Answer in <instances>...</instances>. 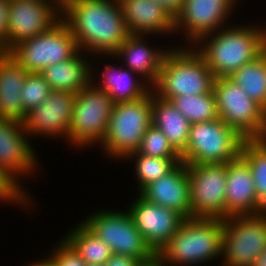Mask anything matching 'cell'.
<instances>
[{
  "mask_svg": "<svg viewBox=\"0 0 266 266\" xmlns=\"http://www.w3.org/2000/svg\"><path fill=\"white\" fill-rule=\"evenodd\" d=\"M61 18L89 56L113 55L130 35L119 0H63Z\"/></svg>",
  "mask_w": 266,
  "mask_h": 266,
  "instance_id": "cell-1",
  "label": "cell"
},
{
  "mask_svg": "<svg viewBox=\"0 0 266 266\" xmlns=\"http://www.w3.org/2000/svg\"><path fill=\"white\" fill-rule=\"evenodd\" d=\"M234 20L237 23L205 35L192 45L215 78L229 77L266 50V22Z\"/></svg>",
  "mask_w": 266,
  "mask_h": 266,
  "instance_id": "cell-2",
  "label": "cell"
},
{
  "mask_svg": "<svg viewBox=\"0 0 266 266\" xmlns=\"http://www.w3.org/2000/svg\"><path fill=\"white\" fill-rule=\"evenodd\" d=\"M223 230L222 219L187 218L156 255L165 266H220Z\"/></svg>",
  "mask_w": 266,
  "mask_h": 266,
  "instance_id": "cell-3",
  "label": "cell"
},
{
  "mask_svg": "<svg viewBox=\"0 0 266 266\" xmlns=\"http://www.w3.org/2000/svg\"><path fill=\"white\" fill-rule=\"evenodd\" d=\"M152 99L153 90L138 100L114 103L107 133L96 148L103 154L102 158L117 164L138 151L146 130L152 125Z\"/></svg>",
  "mask_w": 266,
  "mask_h": 266,
  "instance_id": "cell-4",
  "label": "cell"
},
{
  "mask_svg": "<svg viewBox=\"0 0 266 266\" xmlns=\"http://www.w3.org/2000/svg\"><path fill=\"white\" fill-rule=\"evenodd\" d=\"M215 76L192 46H172L164 57L154 93L171 100L213 92Z\"/></svg>",
  "mask_w": 266,
  "mask_h": 266,
  "instance_id": "cell-5",
  "label": "cell"
},
{
  "mask_svg": "<svg viewBox=\"0 0 266 266\" xmlns=\"http://www.w3.org/2000/svg\"><path fill=\"white\" fill-rule=\"evenodd\" d=\"M33 142L21 122L0 117V172L34 206L41 208L26 183L45 172Z\"/></svg>",
  "mask_w": 266,
  "mask_h": 266,
  "instance_id": "cell-6",
  "label": "cell"
},
{
  "mask_svg": "<svg viewBox=\"0 0 266 266\" xmlns=\"http://www.w3.org/2000/svg\"><path fill=\"white\" fill-rule=\"evenodd\" d=\"M113 106L112 98L92 83L78 92L73 105L66 147L75 149V153L83 150L85 152V149L90 152L93 148L95 150L107 133Z\"/></svg>",
  "mask_w": 266,
  "mask_h": 266,
  "instance_id": "cell-7",
  "label": "cell"
},
{
  "mask_svg": "<svg viewBox=\"0 0 266 266\" xmlns=\"http://www.w3.org/2000/svg\"><path fill=\"white\" fill-rule=\"evenodd\" d=\"M90 211L81 222L103 240L113 254L132 256L141 262L155 255L124 207L116 209L113 205L112 208L100 206Z\"/></svg>",
  "mask_w": 266,
  "mask_h": 266,
  "instance_id": "cell-8",
  "label": "cell"
},
{
  "mask_svg": "<svg viewBox=\"0 0 266 266\" xmlns=\"http://www.w3.org/2000/svg\"><path fill=\"white\" fill-rule=\"evenodd\" d=\"M244 141L245 138L219 118L193 123L181 160L185 164L227 163L241 155Z\"/></svg>",
  "mask_w": 266,
  "mask_h": 266,
  "instance_id": "cell-9",
  "label": "cell"
},
{
  "mask_svg": "<svg viewBox=\"0 0 266 266\" xmlns=\"http://www.w3.org/2000/svg\"><path fill=\"white\" fill-rule=\"evenodd\" d=\"M242 3L241 0H184L175 16V37L181 38L176 46H192L201 37L233 24Z\"/></svg>",
  "mask_w": 266,
  "mask_h": 266,
  "instance_id": "cell-10",
  "label": "cell"
},
{
  "mask_svg": "<svg viewBox=\"0 0 266 266\" xmlns=\"http://www.w3.org/2000/svg\"><path fill=\"white\" fill-rule=\"evenodd\" d=\"M219 119L245 139L266 138V111L228 77L215 78Z\"/></svg>",
  "mask_w": 266,
  "mask_h": 266,
  "instance_id": "cell-11",
  "label": "cell"
},
{
  "mask_svg": "<svg viewBox=\"0 0 266 266\" xmlns=\"http://www.w3.org/2000/svg\"><path fill=\"white\" fill-rule=\"evenodd\" d=\"M79 51L73 33L60 18L47 31L18 43L8 54L29 73H40L48 66L72 58Z\"/></svg>",
  "mask_w": 266,
  "mask_h": 266,
  "instance_id": "cell-12",
  "label": "cell"
},
{
  "mask_svg": "<svg viewBox=\"0 0 266 266\" xmlns=\"http://www.w3.org/2000/svg\"><path fill=\"white\" fill-rule=\"evenodd\" d=\"M220 266H252L266 250V211L223 220Z\"/></svg>",
  "mask_w": 266,
  "mask_h": 266,
  "instance_id": "cell-13",
  "label": "cell"
},
{
  "mask_svg": "<svg viewBox=\"0 0 266 266\" xmlns=\"http://www.w3.org/2000/svg\"><path fill=\"white\" fill-rule=\"evenodd\" d=\"M191 218L226 219V163L186 164Z\"/></svg>",
  "mask_w": 266,
  "mask_h": 266,
  "instance_id": "cell-14",
  "label": "cell"
},
{
  "mask_svg": "<svg viewBox=\"0 0 266 266\" xmlns=\"http://www.w3.org/2000/svg\"><path fill=\"white\" fill-rule=\"evenodd\" d=\"M62 3L63 0H9L3 53L52 27L61 18Z\"/></svg>",
  "mask_w": 266,
  "mask_h": 266,
  "instance_id": "cell-15",
  "label": "cell"
},
{
  "mask_svg": "<svg viewBox=\"0 0 266 266\" xmlns=\"http://www.w3.org/2000/svg\"><path fill=\"white\" fill-rule=\"evenodd\" d=\"M76 94L69 91L52 90L37 107L29 110L22 121L32 141L42 137L46 141L66 142L69 135L73 105Z\"/></svg>",
  "mask_w": 266,
  "mask_h": 266,
  "instance_id": "cell-16",
  "label": "cell"
},
{
  "mask_svg": "<svg viewBox=\"0 0 266 266\" xmlns=\"http://www.w3.org/2000/svg\"><path fill=\"white\" fill-rule=\"evenodd\" d=\"M132 197L130 202L133 201L124 207L147 245L157 254L186 218L175 210L150 203L139 193Z\"/></svg>",
  "mask_w": 266,
  "mask_h": 266,
  "instance_id": "cell-17",
  "label": "cell"
},
{
  "mask_svg": "<svg viewBox=\"0 0 266 266\" xmlns=\"http://www.w3.org/2000/svg\"><path fill=\"white\" fill-rule=\"evenodd\" d=\"M115 60L113 55H94L91 59V83L105 91L114 103L138 100L152 90L142 78Z\"/></svg>",
  "mask_w": 266,
  "mask_h": 266,
  "instance_id": "cell-18",
  "label": "cell"
},
{
  "mask_svg": "<svg viewBox=\"0 0 266 266\" xmlns=\"http://www.w3.org/2000/svg\"><path fill=\"white\" fill-rule=\"evenodd\" d=\"M154 37H156L155 40ZM159 38L160 36L156 35L130 34L113 54L124 68L137 74L151 88L155 86L158 80L165 55L172 48L171 46H174L171 42L169 43L168 38V43L164 41L165 39L160 43ZM156 41L159 43L156 44ZM163 41L168 45H165ZM152 42H155L156 45H153Z\"/></svg>",
  "mask_w": 266,
  "mask_h": 266,
  "instance_id": "cell-19",
  "label": "cell"
},
{
  "mask_svg": "<svg viewBox=\"0 0 266 266\" xmlns=\"http://www.w3.org/2000/svg\"><path fill=\"white\" fill-rule=\"evenodd\" d=\"M124 22L132 35H156L176 41L175 17L155 0H119ZM173 36V37H172ZM174 40V41H173Z\"/></svg>",
  "mask_w": 266,
  "mask_h": 266,
  "instance_id": "cell-20",
  "label": "cell"
},
{
  "mask_svg": "<svg viewBox=\"0 0 266 266\" xmlns=\"http://www.w3.org/2000/svg\"><path fill=\"white\" fill-rule=\"evenodd\" d=\"M226 178V218L233 215H254L265 212L258 203L250 167L241 155L226 163Z\"/></svg>",
  "mask_w": 266,
  "mask_h": 266,
  "instance_id": "cell-21",
  "label": "cell"
},
{
  "mask_svg": "<svg viewBox=\"0 0 266 266\" xmlns=\"http://www.w3.org/2000/svg\"><path fill=\"white\" fill-rule=\"evenodd\" d=\"M139 194L150 203L175 210L186 219L191 218L189 176L183 161Z\"/></svg>",
  "mask_w": 266,
  "mask_h": 266,
  "instance_id": "cell-22",
  "label": "cell"
},
{
  "mask_svg": "<svg viewBox=\"0 0 266 266\" xmlns=\"http://www.w3.org/2000/svg\"><path fill=\"white\" fill-rule=\"evenodd\" d=\"M28 71L8 53L0 56V117L18 122L26 112L22 105L21 90Z\"/></svg>",
  "mask_w": 266,
  "mask_h": 266,
  "instance_id": "cell-23",
  "label": "cell"
},
{
  "mask_svg": "<svg viewBox=\"0 0 266 266\" xmlns=\"http://www.w3.org/2000/svg\"><path fill=\"white\" fill-rule=\"evenodd\" d=\"M91 59L92 56L80 50L72 58L46 67L40 74L51 90L77 94L91 83Z\"/></svg>",
  "mask_w": 266,
  "mask_h": 266,
  "instance_id": "cell-24",
  "label": "cell"
},
{
  "mask_svg": "<svg viewBox=\"0 0 266 266\" xmlns=\"http://www.w3.org/2000/svg\"><path fill=\"white\" fill-rule=\"evenodd\" d=\"M152 125L160 129L174 149L181 154L189 137L191 123L169 100L158 97L153 91Z\"/></svg>",
  "mask_w": 266,
  "mask_h": 266,
  "instance_id": "cell-25",
  "label": "cell"
},
{
  "mask_svg": "<svg viewBox=\"0 0 266 266\" xmlns=\"http://www.w3.org/2000/svg\"><path fill=\"white\" fill-rule=\"evenodd\" d=\"M75 222L60 236L75 250L86 264L104 265L113 255L111 248L81 221Z\"/></svg>",
  "mask_w": 266,
  "mask_h": 266,
  "instance_id": "cell-26",
  "label": "cell"
},
{
  "mask_svg": "<svg viewBox=\"0 0 266 266\" xmlns=\"http://www.w3.org/2000/svg\"><path fill=\"white\" fill-rule=\"evenodd\" d=\"M127 161L132 165L133 177L136 188L135 193H140L147 185L160 179L162 176L170 172L178 163L182 162L181 158H162L150 157L138 152L129 154L121 165ZM137 189V190H136Z\"/></svg>",
  "mask_w": 266,
  "mask_h": 266,
  "instance_id": "cell-27",
  "label": "cell"
},
{
  "mask_svg": "<svg viewBox=\"0 0 266 266\" xmlns=\"http://www.w3.org/2000/svg\"><path fill=\"white\" fill-rule=\"evenodd\" d=\"M228 78L238 84L247 96L266 111V50Z\"/></svg>",
  "mask_w": 266,
  "mask_h": 266,
  "instance_id": "cell-28",
  "label": "cell"
},
{
  "mask_svg": "<svg viewBox=\"0 0 266 266\" xmlns=\"http://www.w3.org/2000/svg\"><path fill=\"white\" fill-rule=\"evenodd\" d=\"M241 156L250 167L258 203L266 211V138L245 139Z\"/></svg>",
  "mask_w": 266,
  "mask_h": 266,
  "instance_id": "cell-29",
  "label": "cell"
},
{
  "mask_svg": "<svg viewBox=\"0 0 266 266\" xmlns=\"http://www.w3.org/2000/svg\"><path fill=\"white\" fill-rule=\"evenodd\" d=\"M170 101L191 124L219 118L214 92L177 96Z\"/></svg>",
  "mask_w": 266,
  "mask_h": 266,
  "instance_id": "cell-30",
  "label": "cell"
},
{
  "mask_svg": "<svg viewBox=\"0 0 266 266\" xmlns=\"http://www.w3.org/2000/svg\"><path fill=\"white\" fill-rule=\"evenodd\" d=\"M137 152L150 157L181 158L163 132L153 125L146 130Z\"/></svg>",
  "mask_w": 266,
  "mask_h": 266,
  "instance_id": "cell-31",
  "label": "cell"
},
{
  "mask_svg": "<svg viewBox=\"0 0 266 266\" xmlns=\"http://www.w3.org/2000/svg\"><path fill=\"white\" fill-rule=\"evenodd\" d=\"M51 91L49 84L40 73H28L20 93L25 112L41 104Z\"/></svg>",
  "mask_w": 266,
  "mask_h": 266,
  "instance_id": "cell-32",
  "label": "cell"
},
{
  "mask_svg": "<svg viewBox=\"0 0 266 266\" xmlns=\"http://www.w3.org/2000/svg\"><path fill=\"white\" fill-rule=\"evenodd\" d=\"M48 248H50L47 249L48 253H45L44 255L53 263L54 266L87 265L62 237H57V240L50 247L48 246Z\"/></svg>",
  "mask_w": 266,
  "mask_h": 266,
  "instance_id": "cell-33",
  "label": "cell"
},
{
  "mask_svg": "<svg viewBox=\"0 0 266 266\" xmlns=\"http://www.w3.org/2000/svg\"><path fill=\"white\" fill-rule=\"evenodd\" d=\"M10 204V205H9ZM0 205L15 207L27 214L36 208L25 196H23L0 172ZM9 205V206H8ZM18 207V208H17ZM31 209V210H30ZM28 211H32L28 213Z\"/></svg>",
  "mask_w": 266,
  "mask_h": 266,
  "instance_id": "cell-34",
  "label": "cell"
},
{
  "mask_svg": "<svg viewBox=\"0 0 266 266\" xmlns=\"http://www.w3.org/2000/svg\"><path fill=\"white\" fill-rule=\"evenodd\" d=\"M9 0H0V46H2L7 37Z\"/></svg>",
  "mask_w": 266,
  "mask_h": 266,
  "instance_id": "cell-35",
  "label": "cell"
},
{
  "mask_svg": "<svg viewBox=\"0 0 266 266\" xmlns=\"http://www.w3.org/2000/svg\"><path fill=\"white\" fill-rule=\"evenodd\" d=\"M141 261L128 255L113 254L104 266H138Z\"/></svg>",
  "mask_w": 266,
  "mask_h": 266,
  "instance_id": "cell-36",
  "label": "cell"
},
{
  "mask_svg": "<svg viewBox=\"0 0 266 266\" xmlns=\"http://www.w3.org/2000/svg\"><path fill=\"white\" fill-rule=\"evenodd\" d=\"M166 10L169 11L174 17L180 12L184 0H155Z\"/></svg>",
  "mask_w": 266,
  "mask_h": 266,
  "instance_id": "cell-37",
  "label": "cell"
},
{
  "mask_svg": "<svg viewBox=\"0 0 266 266\" xmlns=\"http://www.w3.org/2000/svg\"><path fill=\"white\" fill-rule=\"evenodd\" d=\"M40 257V258H39ZM32 262L29 261H25L26 265H22V266H54L53 263L44 255L42 256H38V258L36 257V259H32Z\"/></svg>",
  "mask_w": 266,
  "mask_h": 266,
  "instance_id": "cell-38",
  "label": "cell"
},
{
  "mask_svg": "<svg viewBox=\"0 0 266 266\" xmlns=\"http://www.w3.org/2000/svg\"><path fill=\"white\" fill-rule=\"evenodd\" d=\"M138 266H165L161 259L155 254L152 258L142 261Z\"/></svg>",
  "mask_w": 266,
  "mask_h": 266,
  "instance_id": "cell-39",
  "label": "cell"
},
{
  "mask_svg": "<svg viewBox=\"0 0 266 266\" xmlns=\"http://www.w3.org/2000/svg\"><path fill=\"white\" fill-rule=\"evenodd\" d=\"M252 266H266V250L257 257Z\"/></svg>",
  "mask_w": 266,
  "mask_h": 266,
  "instance_id": "cell-40",
  "label": "cell"
},
{
  "mask_svg": "<svg viewBox=\"0 0 266 266\" xmlns=\"http://www.w3.org/2000/svg\"><path fill=\"white\" fill-rule=\"evenodd\" d=\"M86 266H104V265L87 264Z\"/></svg>",
  "mask_w": 266,
  "mask_h": 266,
  "instance_id": "cell-41",
  "label": "cell"
},
{
  "mask_svg": "<svg viewBox=\"0 0 266 266\" xmlns=\"http://www.w3.org/2000/svg\"><path fill=\"white\" fill-rule=\"evenodd\" d=\"M3 54V51H2V49H1V46H0V56Z\"/></svg>",
  "mask_w": 266,
  "mask_h": 266,
  "instance_id": "cell-42",
  "label": "cell"
}]
</instances>
